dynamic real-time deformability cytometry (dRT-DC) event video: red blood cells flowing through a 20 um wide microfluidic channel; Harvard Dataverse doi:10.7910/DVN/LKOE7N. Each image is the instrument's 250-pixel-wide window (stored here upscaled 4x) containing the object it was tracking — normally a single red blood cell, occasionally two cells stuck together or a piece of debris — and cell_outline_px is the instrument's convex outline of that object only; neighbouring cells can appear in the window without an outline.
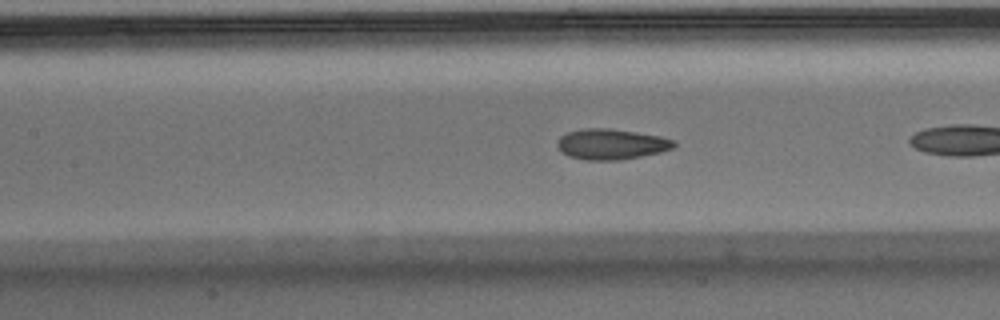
{"species": "Egyptian fruit bat (a non-hibernating species)", "species_latin": "Rousettus aegyptiacus", "temperature_condition": "warm", "stored_images_in_passage": 25, "camera_frame_rate_fps": 3000, "um_per_image_px": 0.085, "animal": {"sex": "male"}, "frame": {"image": 1, "passage_image": 8, "time_ms": 2.333, "image_size_px": [1000, 320], "cell_outline_px": [[676, 144], [672, 148], [660, 152], [620, 160], [584, 160], [568, 156], [556, 144], [560, 136], [568, 132], [584, 128], [608, 128], [636, 132], [660, 136], [676, 140]], "centroid_in_image_um": [51.96, 12.25], "position_along_channel_um": 155.4, "area_um2": 20.69}}